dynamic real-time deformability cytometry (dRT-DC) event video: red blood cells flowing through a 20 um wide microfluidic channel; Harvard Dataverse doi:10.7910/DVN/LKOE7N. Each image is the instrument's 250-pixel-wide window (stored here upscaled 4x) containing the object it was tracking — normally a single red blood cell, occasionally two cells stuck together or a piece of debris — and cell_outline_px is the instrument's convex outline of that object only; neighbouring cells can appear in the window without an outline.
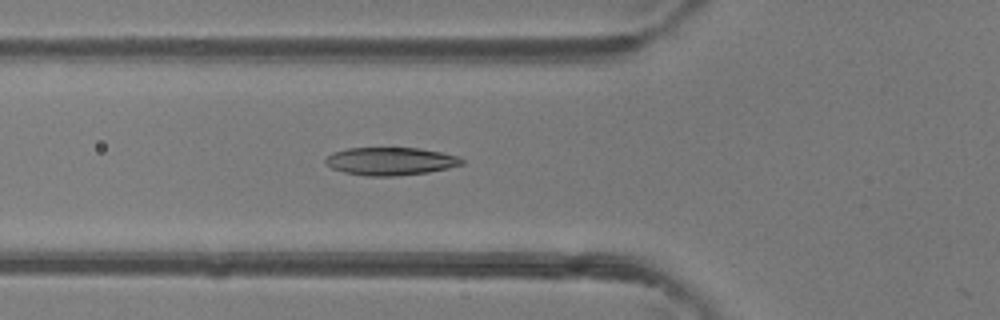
{"species": "common noctule bat (a hibernating species)", "species_latin": "Nyctalus noctula", "temperature_condition": "room temperature", "stored_images_in_passage": 17, "camera_frame_rate_fps": 3000, "um_per_image_px": 0.085, "animal": {"sex": "female"}, "frame": {"image": 1, "passage_image": 16, "time_ms": 5.0, "image_size_px": [1000, 320], "cell_outline_px": [[464, 164], [448, 168], [428, 172], [396, 176], [368, 176], [344, 172], [332, 168], [324, 160], [332, 152], [348, 148], [420, 148], [440, 152], [456, 156], [464, 160]], "centroid_in_image_um": [33.2, 13.7], "position_along_channel_um": 92.6, "area_um2": 22.02}}